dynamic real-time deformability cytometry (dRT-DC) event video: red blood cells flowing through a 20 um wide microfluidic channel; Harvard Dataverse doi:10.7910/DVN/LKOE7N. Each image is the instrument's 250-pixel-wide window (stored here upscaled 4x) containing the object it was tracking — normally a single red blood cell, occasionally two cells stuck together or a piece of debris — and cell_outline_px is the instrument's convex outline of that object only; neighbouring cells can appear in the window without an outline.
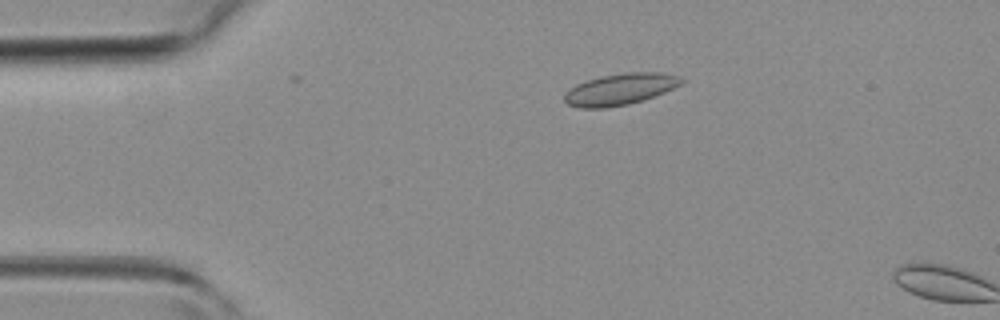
{"species": "common noctule bat (a hibernating species)", "species_latin": "Nyctalus noctula", "temperature_condition": "room temperature", "stored_images_in_passage": 2, "camera_frame_rate_fps": 3000, "um_per_image_px": 0.085, "animal": {"sex": "female", "body_mass_g": 19.3, "forearm_length_mm": 54.1}, "frame": {"image": 1, "passage_image": 1, "time_ms": 0.0, "image_size_px": [1000, 320], "cell_outline_px": [[684, 80], [680, 84], [664, 92], [628, 104], [604, 108], [580, 108], [568, 104], [564, 100], [564, 96], [576, 84], [588, 80], [604, 76], [628, 72], [660, 72], [680, 76]], "centroid_in_image_um": [52.72, 7.58], "position_along_channel_um": 32.3, "area_um2": 20.92}}